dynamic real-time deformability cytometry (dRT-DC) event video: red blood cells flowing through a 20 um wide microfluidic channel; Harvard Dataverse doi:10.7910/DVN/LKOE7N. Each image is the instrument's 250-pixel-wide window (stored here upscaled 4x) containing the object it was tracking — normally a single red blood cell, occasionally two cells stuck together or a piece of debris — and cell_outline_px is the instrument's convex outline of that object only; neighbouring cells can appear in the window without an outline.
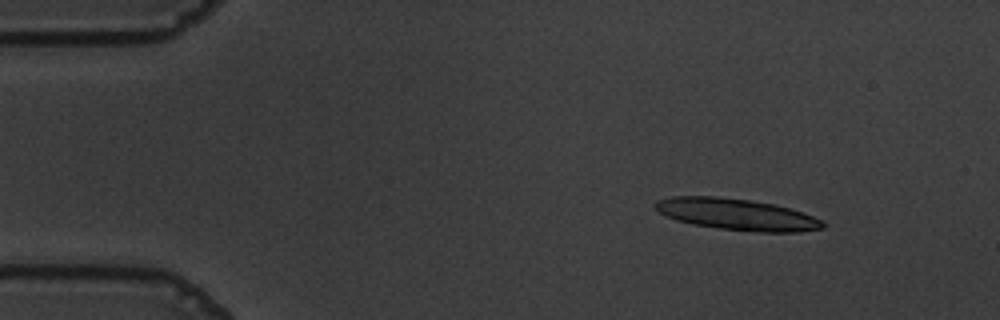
{"species": "common noctule bat (a hibernating species)", "species_latin": "Nyctalus noctula", "temperature_condition": "warm", "stored_images_in_passage": 26, "segment_of_instrument_passage": [1, 2], "camera_frame_rate_fps": 3000, "um_per_image_px": 0.085, "animal": {"sex": "male", "body_mass_g": 19.5, "forearm_length_mm": 54.6}, "frame": {"image": 1, "passage_image": 1, "time_ms": 0.0, "image_size_px": [1000, 320], "cell_outline_px": [[824, 228], [800, 232], [760, 232], [720, 228], [692, 224], [676, 220], [664, 216], [656, 212], [652, 204], [656, 200], [672, 196], [716, 196], [748, 200], [776, 204], [824, 220]], "centroid_in_image_um": [62.56, 18.21], "position_along_channel_um": 22.4, "area_um2": 30.87}}